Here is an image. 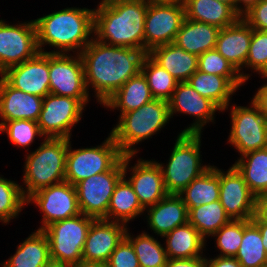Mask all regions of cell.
<instances>
[{"label": "cell", "instance_id": "1", "mask_svg": "<svg viewBox=\"0 0 267 267\" xmlns=\"http://www.w3.org/2000/svg\"><path fill=\"white\" fill-rule=\"evenodd\" d=\"M87 89L94 90L103 105L128 79L141 71L144 57L141 49L102 43L93 37L80 53Z\"/></svg>", "mask_w": 267, "mask_h": 267}, {"label": "cell", "instance_id": "2", "mask_svg": "<svg viewBox=\"0 0 267 267\" xmlns=\"http://www.w3.org/2000/svg\"><path fill=\"white\" fill-rule=\"evenodd\" d=\"M96 8L95 39L112 46L144 51L147 0H101Z\"/></svg>", "mask_w": 267, "mask_h": 267}, {"label": "cell", "instance_id": "3", "mask_svg": "<svg viewBox=\"0 0 267 267\" xmlns=\"http://www.w3.org/2000/svg\"><path fill=\"white\" fill-rule=\"evenodd\" d=\"M34 22L39 52L80 54L94 37V9L66 7ZM48 44L53 51H44Z\"/></svg>", "mask_w": 267, "mask_h": 267}, {"label": "cell", "instance_id": "4", "mask_svg": "<svg viewBox=\"0 0 267 267\" xmlns=\"http://www.w3.org/2000/svg\"><path fill=\"white\" fill-rule=\"evenodd\" d=\"M111 134L123 155H136L134 146L152 138L169 122V104L165 100L153 99L140 108L122 113Z\"/></svg>", "mask_w": 267, "mask_h": 267}, {"label": "cell", "instance_id": "5", "mask_svg": "<svg viewBox=\"0 0 267 267\" xmlns=\"http://www.w3.org/2000/svg\"><path fill=\"white\" fill-rule=\"evenodd\" d=\"M40 144L26 154L22 180L25 186L21 187L26 199L42 188L65 181L68 139L43 137Z\"/></svg>", "mask_w": 267, "mask_h": 267}, {"label": "cell", "instance_id": "6", "mask_svg": "<svg viewBox=\"0 0 267 267\" xmlns=\"http://www.w3.org/2000/svg\"><path fill=\"white\" fill-rule=\"evenodd\" d=\"M201 134L177 135L168 163H158L163 173L166 191L178 194L211 165H203L201 158Z\"/></svg>", "mask_w": 267, "mask_h": 267}, {"label": "cell", "instance_id": "7", "mask_svg": "<svg viewBox=\"0 0 267 267\" xmlns=\"http://www.w3.org/2000/svg\"><path fill=\"white\" fill-rule=\"evenodd\" d=\"M94 218L83 213L46 226L52 262L77 266L82 262V252Z\"/></svg>", "mask_w": 267, "mask_h": 267}, {"label": "cell", "instance_id": "8", "mask_svg": "<svg viewBox=\"0 0 267 267\" xmlns=\"http://www.w3.org/2000/svg\"><path fill=\"white\" fill-rule=\"evenodd\" d=\"M68 139L65 181L72 185L95 174L109 171L122 157L111 133L96 147L72 149Z\"/></svg>", "mask_w": 267, "mask_h": 267}, {"label": "cell", "instance_id": "9", "mask_svg": "<svg viewBox=\"0 0 267 267\" xmlns=\"http://www.w3.org/2000/svg\"><path fill=\"white\" fill-rule=\"evenodd\" d=\"M231 130L227 139L240 156L267 148V119L251 101L250 105H232Z\"/></svg>", "mask_w": 267, "mask_h": 267}, {"label": "cell", "instance_id": "10", "mask_svg": "<svg viewBox=\"0 0 267 267\" xmlns=\"http://www.w3.org/2000/svg\"><path fill=\"white\" fill-rule=\"evenodd\" d=\"M124 176L123 157L109 170L75 185L80 212L94 219H105L114 188Z\"/></svg>", "mask_w": 267, "mask_h": 267}, {"label": "cell", "instance_id": "11", "mask_svg": "<svg viewBox=\"0 0 267 267\" xmlns=\"http://www.w3.org/2000/svg\"><path fill=\"white\" fill-rule=\"evenodd\" d=\"M50 93L78 99L85 107L89 91L80 54L49 53Z\"/></svg>", "mask_w": 267, "mask_h": 267}, {"label": "cell", "instance_id": "12", "mask_svg": "<svg viewBox=\"0 0 267 267\" xmlns=\"http://www.w3.org/2000/svg\"><path fill=\"white\" fill-rule=\"evenodd\" d=\"M85 106L76 98L48 94L43 98L37 124L44 138L71 139Z\"/></svg>", "mask_w": 267, "mask_h": 267}, {"label": "cell", "instance_id": "13", "mask_svg": "<svg viewBox=\"0 0 267 267\" xmlns=\"http://www.w3.org/2000/svg\"><path fill=\"white\" fill-rule=\"evenodd\" d=\"M39 52L34 20L8 24L0 20V75Z\"/></svg>", "mask_w": 267, "mask_h": 267}, {"label": "cell", "instance_id": "14", "mask_svg": "<svg viewBox=\"0 0 267 267\" xmlns=\"http://www.w3.org/2000/svg\"><path fill=\"white\" fill-rule=\"evenodd\" d=\"M36 204L41 213L42 225L37 230H43L51 223L68 219L81 214L78 205L77 192L74 185L61 182L42 188L27 198V205Z\"/></svg>", "mask_w": 267, "mask_h": 267}, {"label": "cell", "instance_id": "15", "mask_svg": "<svg viewBox=\"0 0 267 267\" xmlns=\"http://www.w3.org/2000/svg\"><path fill=\"white\" fill-rule=\"evenodd\" d=\"M184 19V6L147 1L144 52L148 54L157 46L173 43Z\"/></svg>", "mask_w": 267, "mask_h": 267}, {"label": "cell", "instance_id": "16", "mask_svg": "<svg viewBox=\"0 0 267 267\" xmlns=\"http://www.w3.org/2000/svg\"><path fill=\"white\" fill-rule=\"evenodd\" d=\"M170 118L174 113L195 117L193 123L181 130L180 134H202L209 122H214L216 111L221 110L208 98L201 96L188 82H178L168 101Z\"/></svg>", "mask_w": 267, "mask_h": 267}, {"label": "cell", "instance_id": "17", "mask_svg": "<svg viewBox=\"0 0 267 267\" xmlns=\"http://www.w3.org/2000/svg\"><path fill=\"white\" fill-rule=\"evenodd\" d=\"M133 156L136 155H123V172L126 176L128 170L132 171L127 180L132 185L142 207L146 209L169 193L166 191L163 173L158 162L139 158L137 163L130 168L129 164Z\"/></svg>", "mask_w": 267, "mask_h": 267}, {"label": "cell", "instance_id": "18", "mask_svg": "<svg viewBox=\"0 0 267 267\" xmlns=\"http://www.w3.org/2000/svg\"><path fill=\"white\" fill-rule=\"evenodd\" d=\"M219 188V201L230 219L251 220L255 215L257 198L233 165L227 172L220 169Z\"/></svg>", "mask_w": 267, "mask_h": 267}, {"label": "cell", "instance_id": "19", "mask_svg": "<svg viewBox=\"0 0 267 267\" xmlns=\"http://www.w3.org/2000/svg\"><path fill=\"white\" fill-rule=\"evenodd\" d=\"M1 76L15 89L44 98L50 94L49 53L38 52Z\"/></svg>", "mask_w": 267, "mask_h": 267}, {"label": "cell", "instance_id": "20", "mask_svg": "<svg viewBox=\"0 0 267 267\" xmlns=\"http://www.w3.org/2000/svg\"><path fill=\"white\" fill-rule=\"evenodd\" d=\"M127 225L105 219H94L82 252L83 263L106 264L112 252L125 237Z\"/></svg>", "mask_w": 267, "mask_h": 267}, {"label": "cell", "instance_id": "21", "mask_svg": "<svg viewBox=\"0 0 267 267\" xmlns=\"http://www.w3.org/2000/svg\"><path fill=\"white\" fill-rule=\"evenodd\" d=\"M251 39L252 28L240 17L234 24L220 29L215 46V49L233 65L245 82L250 78V74L244 73L243 69Z\"/></svg>", "mask_w": 267, "mask_h": 267}, {"label": "cell", "instance_id": "22", "mask_svg": "<svg viewBox=\"0 0 267 267\" xmlns=\"http://www.w3.org/2000/svg\"><path fill=\"white\" fill-rule=\"evenodd\" d=\"M0 125L11 120L38 121L43 98L12 87L0 75Z\"/></svg>", "mask_w": 267, "mask_h": 267}, {"label": "cell", "instance_id": "23", "mask_svg": "<svg viewBox=\"0 0 267 267\" xmlns=\"http://www.w3.org/2000/svg\"><path fill=\"white\" fill-rule=\"evenodd\" d=\"M147 224L161 238L176 227L188 222V209L178 194H168L145 209Z\"/></svg>", "mask_w": 267, "mask_h": 267}, {"label": "cell", "instance_id": "24", "mask_svg": "<svg viewBox=\"0 0 267 267\" xmlns=\"http://www.w3.org/2000/svg\"><path fill=\"white\" fill-rule=\"evenodd\" d=\"M148 55L178 82H187L198 70V56L186 52L174 43L157 46Z\"/></svg>", "mask_w": 267, "mask_h": 267}, {"label": "cell", "instance_id": "25", "mask_svg": "<svg viewBox=\"0 0 267 267\" xmlns=\"http://www.w3.org/2000/svg\"><path fill=\"white\" fill-rule=\"evenodd\" d=\"M219 31L217 26L185 18L173 43L188 53L200 56L215 49Z\"/></svg>", "mask_w": 267, "mask_h": 267}, {"label": "cell", "instance_id": "26", "mask_svg": "<svg viewBox=\"0 0 267 267\" xmlns=\"http://www.w3.org/2000/svg\"><path fill=\"white\" fill-rule=\"evenodd\" d=\"M51 262L48 237L42 230H35L1 265L2 267H45Z\"/></svg>", "mask_w": 267, "mask_h": 267}, {"label": "cell", "instance_id": "27", "mask_svg": "<svg viewBox=\"0 0 267 267\" xmlns=\"http://www.w3.org/2000/svg\"><path fill=\"white\" fill-rule=\"evenodd\" d=\"M165 250L169 259L201 257L207 242L189 222L180 225L164 235Z\"/></svg>", "mask_w": 267, "mask_h": 267}, {"label": "cell", "instance_id": "28", "mask_svg": "<svg viewBox=\"0 0 267 267\" xmlns=\"http://www.w3.org/2000/svg\"><path fill=\"white\" fill-rule=\"evenodd\" d=\"M153 99L146 78L140 71L128 79L102 106L120 110L121 115L136 110Z\"/></svg>", "mask_w": 267, "mask_h": 267}, {"label": "cell", "instance_id": "29", "mask_svg": "<svg viewBox=\"0 0 267 267\" xmlns=\"http://www.w3.org/2000/svg\"><path fill=\"white\" fill-rule=\"evenodd\" d=\"M201 96L208 98L220 110L231 106L230 100L238 88L227 78L197 70L187 81Z\"/></svg>", "mask_w": 267, "mask_h": 267}, {"label": "cell", "instance_id": "30", "mask_svg": "<svg viewBox=\"0 0 267 267\" xmlns=\"http://www.w3.org/2000/svg\"><path fill=\"white\" fill-rule=\"evenodd\" d=\"M145 209L139 202L132 185L123 176L116 184L111 196L105 220L121 222L133 221L135 217L143 215Z\"/></svg>", "mask_w": 267, "mask_h": 267}, {"label": "cell", "instance_id": "31", "mask_svg": "<svg viewBox=\"0 0 267 267\" xmlns=\"http://www.w3.org/2000/svg\"><path fill=\"white\" fill-rule=\"evenodd\" d=\"M185 18L219 27L234 24L240 16L229 6L218 0H187Z\"/></svg>", "mask_w": 267, "mask_h": 267}, {"label": "cell", "instance_id": "32", "mask_svg": "<svg viewBox=\"0 0 267 267\" xmlns=\"http://www.w3.org/2000/svg\"><path fill=\"white\" fill-rule=\"evenodd\" d=\"M220 169L210 166L199 177L195 178L178 195L187 206L188 211L203 204L219 200L220 194Z\"/></svg>", "mask_w": 267, "mask_h": 267}, {"label": "cell", "instance_id": "33", "mask_svg": "<svg viewBox=\"0 0 267 267\" xmlns=\"http://www.w3.org/2000/svg\"><path fill=\"white\" fill-rule=\"evenodd\" d=\"M233 166L256 198L267 195V148L242 155Z\"/></svg>", "mask_w": 267, "mask_h": 267}, {"label": "cell", "instance_id": "34", "mask_svg": "<svg viewBox=\"0 0 267 267\" xmlns=\"http://www.w3.org/2000/svg\"><path fill=\"white\" fill-rule=\"evenodd\" d=\"M235 258L242 267H267L261 233L251 220H243V238Z\"/></svg>", "mask_w": 267, "mask_h": 267}, {"label": "cell", "instance_id": "35", "mask_svg": "<svg viewBox=\"0 0 267 267\" xmlns=\"http://www.w3.org/2000/svg\"><path fill=\"white\" fill-rule=\"evenodd\" d=\"M230 220L219 200L193 207L188 211V222L204 239L212 236Z\"/></svg>", "mask_w": 267, "mask_h": 267}, {"label": "cell", "instance_id": "36", "mask_svg": "<svg viewBox=\"0 0 267 267\" xmlns=\"http://www.w3.org/2000/svg\"><path fill=\"white\" fill-rule=\"evenodd\" d=\"M129 232L127 228L125 237L131 242L140 267L166 266L168 257L165 247H163L160 241L144 231L136 235L135 238Z\"/></svg>", "mask_w": 267, "mask_h": 267}, {"label": "cell", "instance_id": "37", "mask_svg": "<svg viewBox=\"0 0 267 267\" xmlns=\"http://www.w3.org/2000/svg\"><path fill=\"white\" fill-rule=\"evenodd\" d=\"M141 72L143 73L154 99L169 101L178 81L148 54L144 57Z\"/></svg>", "mask_w": 267, "mask_h": 267}, {"label": "cell", "instance_id": "38", "mask_svg": "<svg viewBox=\"0 0 267 267\" xmlns=\"http://www.w3.org/2000/svg\"><path fill=\"white\" fill-rule=\"evenodd\" d=\"M22 186L0 176V222L3 224H9L10 220L19 216L23 207L27 205Z\"/></svg>", "mask_w": 267, "mask_h": 267}, {"label": "cell", "instance_id": "39", "mask_svg": "<svg viewBox=\"0 0 267 267\" xmlns=\"http://www.w3.org/2000/svg\"><path fill=\"white\" fill-rule=\"evenodd\" d=\"M198 70L227 77L238 89L245 85L240 73L216 49L209 50L198 56Z\"/></svg>", "mask_w": 267, "mask_h": 267}, {"label": "cell", "instance_id": "40", "mask_svg": "<svg viewBox=\"0 0 267 267\" xmlns=\"http://www.w3.org/2000/svg\"><path fill=\"white\" fill-rule=\"evenodd\" d=\"M6 132L9 141L18 147H28L37 136L43 137L36 121L21 119L5 121L0 125V133Z\"/></svg>", "mask_w": 267, "mask_h": 267}, {"label": "cell", "instance_id": "41", "mask_svg": "<svg viewBox=\"0 0 267 267\" xmlns=\"http://www.w3.org/2000/svg\"><path fill=\"white\" fill-rule=\"evenodd\" d=\"M211 237H215L218 256L235 257L243 238V220L231 219Z\"/></svg>", "mask_w": 267, "mask_h": 267}, {"label": "cell", "instance_id": "42", "mask_svg": "<svg viewBox=\"0 0 267 267\" xmlns=\"http://www.w3.org/2000/svg\"><path fill=\"white\" fill-rule=\"evenodd\" d=\"M251 68L267 79V31L252 28V39L244 68Z\"/></svg>", "mask_w": 267, "mask_h": 267}, {"label": "cell", "instance_id": "43", "mask_svg": "<svg viewBox=\"0 0 267 267\" xmlns=\"http://www.w3.org/2000/svg\"><path fill=\"white\" fill-rule=\"evenodd\" d=\"M106 266L140 267L134 248L126 237L122 239L117 248L112 252Z\"/></svg>", "mask_w": 267, "mask_h": 267}, {"label": "cell", "instance_id": "44", "mask_svg": "<svg viewBox=\"0 0 267 267\" xmlns=\"http://www.w3.org/2000/svg\"><path fill=\"white\" fill-rule=\"evenodd\" d=\"M242 19L253 29L267 31V0H259Z\"/></svg>", "mask_w": 267, "mask_h": 267}, {"label": "cell", "instance_id": "45", "mask_svg": "<svg viewBox=\"0 0 267 267\" xmlns=\"http://www.w3.org/2000/svg\"><path fill=\"white\" fill-rule=\"evenodd\" d=\"M165 267H206V257H194L188 259H169Z\"/></svg>", "mask_w": 267, "mask_h": 267}, {"label": "cell", "instance_id": "46", "mask_svg": "<svg viewBox=\"0 0 267 267\" xmlns=\"http://www.w3.org/2000/svg\"><path fill=\"white\" fill-rule=\"evenodd\" d=\"M206 267H242L235 257L218 256L214 258L206 257Z\"/></svg>", "mask_w": 267, "mask_h": 267}, {"label": "cell", "instance_id": "47", "mask_svg": "<svg viewBox=\"0 0 267 267\" xmlns=\"http://www.w3.org/2000/svg\"><path fill=\"white\" fill-rule=\"evenodd\" d=\"M251 101L258 107L259 111L267 119V83L258 88Z\"/></svg>", "mask_w": 267, "mask_h": 267}, {"label": "cell", "instance_id": "48", "mask_svg": "<svg viewBox=\"0 0 267 267\" xmlns=\"http://www.w3.org/2000/svg\"><path fill=\"white\" fill-rule=\"evenodd\" d=\"M251 221L267 223V195L257 198L255 215L251 218Z\"/></svg>", "mask_w": 267, "mask_h": 267}, {"label": "cell", "instance_id": "49", "mask_svg": "<svg viewBox=\"0 0 267 267\" xmlns=\"http://www.w3.org/2000/svg\"><path fill=\"white\" fill-rule=\"evenodd\" d=\"M259 0H236V13L242 17L251 7H253Z\"/></svg>", "mask_w": 267, "mask_h": 267}, {"label": "cell", "instance_id": "50", "mask_svg": "<svg viewBox=\"0 0 267 267\" xmlns=\"http://www.w3.org/2000/svg\"><path fill=\"white\" fill-rule=\"evenodd\" d=\"M258 228L262 236L263 246L267 252V223L266 222H253Z\"/></svg>", "mask_w": 267, "mask_h": 267}, {"label": "cell", "instance_id": "51", "mask_svg": "<svg viewBox=\"0 0 267 267\" xmlns=\"http://www.w3.org/2000/svg\"><path fill=\"white\" fill-rule=\"evenodd\" d=\"M151 3H158V4H172V5H179L185 6L187 0H147Z\"/></svg>", "mask_w": 267, "mask_h": 267}, {"label": "cell", "instance_id": "52", "mask_svg": "<svg viewBox=\"0 0 267 267\" xmlns=\"http://www.w3.org/2000/svg\"><path fill=\"white\" fill-rule=\"evenodd\" d=\"M74 267H107L106 264H96V263H83L81 262L79 265Z\"/></svg>", "mask_w": 267, "mask_h": 267}, {"label": "cell", "instance_id": "53", "mask_svg": "<svg viewBox=\"0 0 267 267\" xmlns=\"http://www.w3.org/2000/svg\"><path fill=\"white\" fill-rule=\"evenodd\" d=\"M226 5H229L236 12V0H218Z\"/></svg>", "mask_w": 267, "mask_h": 267}, {"label": "cell", "instance_id": "54", "mask_svg": "<svg viewBox=\"0 0 267 267\" xmlns=\"http://www.w3.org/2000/svg\"><path fill=\"white\" fill-rule=\"evenodd\" d=\"M45 267H71V266L60 264V263L51 262L50 264L46 265Z\"/></svg>", "mask_w": 267, "mask_h": 267}]
</instances>
